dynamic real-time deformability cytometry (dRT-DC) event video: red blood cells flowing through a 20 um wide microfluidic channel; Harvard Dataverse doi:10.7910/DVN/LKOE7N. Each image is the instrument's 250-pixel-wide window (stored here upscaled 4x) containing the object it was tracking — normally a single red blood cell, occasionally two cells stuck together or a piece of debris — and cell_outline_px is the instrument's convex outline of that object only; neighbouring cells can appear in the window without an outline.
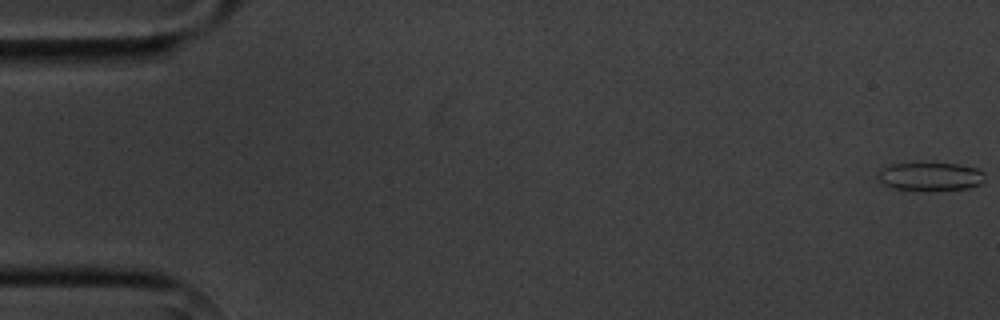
{"species": "common noctule bat (a hibernating species)", "species_latin": "Nyctalus noctula", "temperature_condition": "cold", "stored_images_in_passage": 6, "camera_frame_rate_fps": 3000, "um_per_image_px": 0.085, "animal": {"sex": "male", "body_mass_g": 20.1, "forearm_length_mm": 53.5}, "frame": {"image": 1, "passage_image": 1, "time_ms": 0.0, "image_size_px": [1000, 320], "cell_outline_px": [[984, 180], [980, 184], [968, 188], [936, 192], [920, 192], [892, 188], [880, 184], [880, 168], [892, 164], [956, 164], [976, 168], [984, 172]], "centroid_in_image_um": [79.07, 15.06], "position_along_channel_um": 5.9, "area_um2": 18.03}}
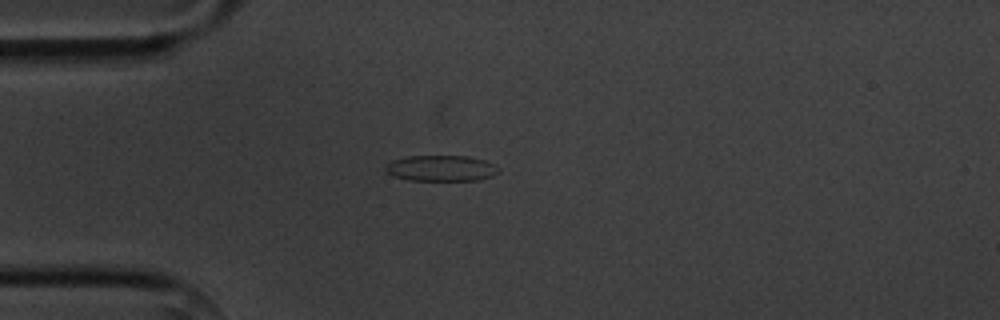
{"frame": {"image": 2, "passage_image": 5, "time_ms": 4.667, "image_size_px": [1000, 320], "cell_outline_px": [[500, 172], [492, 176], [480, 180], [408, 180], [396, 176], [388, 172], [384, 168], [384, 164], [392, 160], [404, 156], [468, 156], [484, 160], [496, 164], [500, 168]], "centroid_in_image_um": [37.53, 14.29], "position_along_channel_um": 47.5, "area_um2": 17.22}}